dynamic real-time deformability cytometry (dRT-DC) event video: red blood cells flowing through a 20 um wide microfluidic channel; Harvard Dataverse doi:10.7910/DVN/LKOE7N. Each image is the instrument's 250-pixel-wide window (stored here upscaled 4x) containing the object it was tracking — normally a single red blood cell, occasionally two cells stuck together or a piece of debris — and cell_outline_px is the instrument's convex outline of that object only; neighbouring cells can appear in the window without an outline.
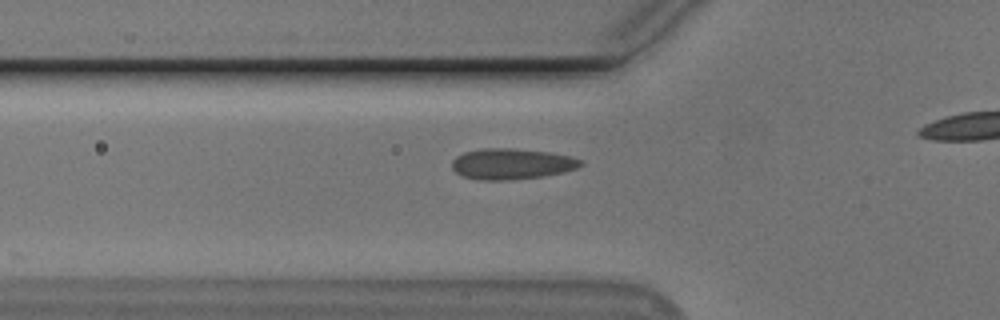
{"species": "Egyptian fruit bat (a non-hibernating species)", "species_latin": "Rousettus aegyptiacus", "temperature_condition": "cold", "stored_images_in_passage": 32, "camera_frame_rate_fps": 3000, "um_per_image_px": 0.085, "animal": {"sex": "male"}, "frame": {"image": 1, "passage_image": 6, "time_ms": 1.667, "image_size_px": [1000, 320], "cell_outline_px": [[584, 164], [576, 168], [564, 172], [540, 176], [508, 180], [480, 180], [464, 176], [456, 172], [452, 168], [452, 160], [456, 156], [464, 152], [484, 148], [512, 148], [548, 152], [568, 156], [580, 160]], "centroid_in_image_um": [43.45, 13.92], "position_along_channel_um": 82.3, "area_um2": 22.89}}
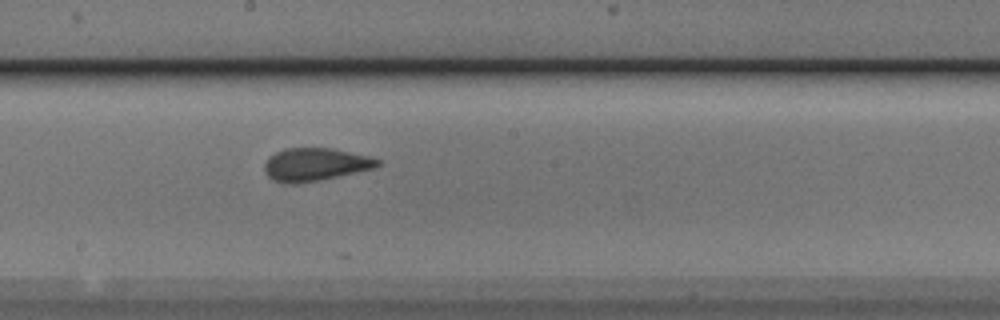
{"frame": {"image": 2, "passage_image": 17, "time_ms": 5.333, "image_size_px": [1000, 320], "cell_outline_px": [[380, 164], [376, 168], [320, 180], [296, 184], [284, 184], [272, 180], [264, 172], [264, 164], [268, 156], [284, 148], [332, 148], [368, 156], [380, 160]], "centroid_in_image_um": [26.75, 13.99], "position_along_channel_um": 221.4, "area_um2": 21.91}}
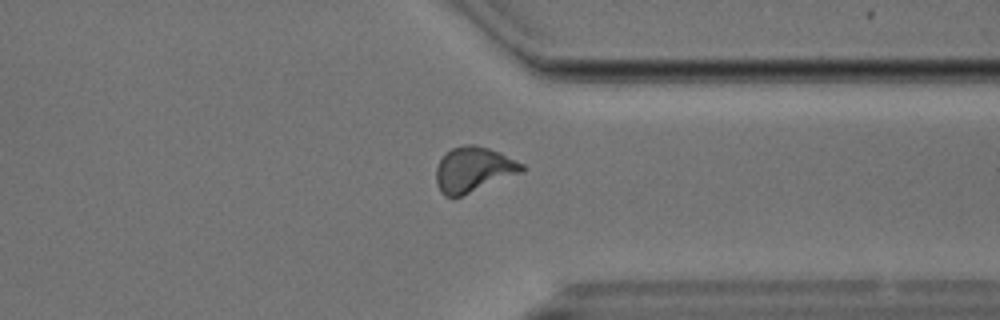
{"frame": {"image": 3, "passage_image": 29, "time_ms": 9.333, "image_size_px": [1000, 320], "cell_outline_px": [[524, 172], [460, 196], [444, 196], [440, 192], [436, 184], [436, 168], [440, 160], [452, 148], [464, 144], [476, 144], [500, 152], [524, 164]], "centroid_in_image_um": [40.25, 14.4], "position_along_channel_um": 371.1, "area_um2": 22.48}}